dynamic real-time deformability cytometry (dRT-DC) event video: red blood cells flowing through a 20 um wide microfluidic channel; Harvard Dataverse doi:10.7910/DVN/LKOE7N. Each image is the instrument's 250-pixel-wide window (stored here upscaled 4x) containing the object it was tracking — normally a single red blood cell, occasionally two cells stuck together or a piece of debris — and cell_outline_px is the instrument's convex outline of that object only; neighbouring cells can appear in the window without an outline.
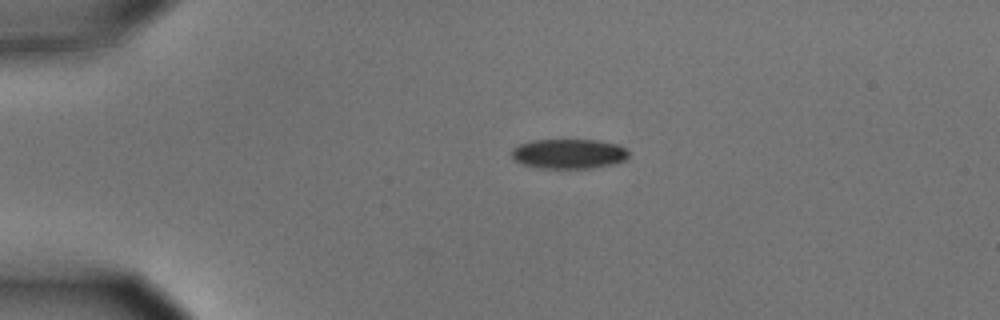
{"species": "common noctule bat (a hibernating species)", "species_latin": "Nyctalus noctula", "temperature_condition": "cold", "stored_images_in_passage": 2, "camera_frame_rate_fps": 3000, "um_per_image_px": 0.085, "animal": {"sex": "male", "body_mass_g": 15.6}, "frame": {"image": 1, "passage_image": 1, "time_ms": 0.0, "image_size_px": [1000, 320], "cell_outline_px": [[628, 156], [624, 160], [616, 164], [592, 168], [536, 168], [512, 160], [512, 148], [520, 144], [532, 140], [600, 140], [616, 144], [628, 148]], "centroid_in_image_um": [48.36, 13.07], "position_along_channel_um": 36.6, "area_um2": 20.52}}